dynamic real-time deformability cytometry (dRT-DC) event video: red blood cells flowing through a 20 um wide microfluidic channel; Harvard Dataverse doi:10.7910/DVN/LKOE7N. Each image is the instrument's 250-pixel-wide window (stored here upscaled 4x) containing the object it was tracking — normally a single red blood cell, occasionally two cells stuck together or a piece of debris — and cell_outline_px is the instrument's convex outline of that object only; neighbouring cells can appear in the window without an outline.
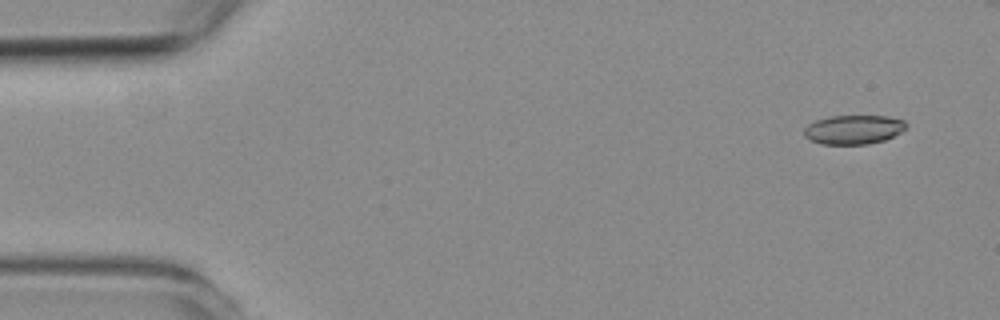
{"species": "common noctule bat (a hibernating species)", "species_latin": "Nyctalus noctula", "temperature_condition": "room temperature", "stored_images_in_passage": 3, "camera_frame_rate_fps": 3000, "um_per_image_px": 0.085, "animal": {"sex": "female", "body_mass_g": 19.3, "forearm_length_mm": 54.1}, "frame": {"image": 1, "passage_image": 1, "time_ms": 0.0, "image_size_px": [1000, 320], "cell_outline_px": [[908, 124], [900, 132], [884, 140], [868, 144], [820, 144], [804, 136], [804, 128], [808, 124], [816, 120], [828, 116], [888, 116], [904, 120]], "centroid_in_image_um": [72.54, 11.01], "position_along_channel_um": 12.5, "area_um2": 17.28}}